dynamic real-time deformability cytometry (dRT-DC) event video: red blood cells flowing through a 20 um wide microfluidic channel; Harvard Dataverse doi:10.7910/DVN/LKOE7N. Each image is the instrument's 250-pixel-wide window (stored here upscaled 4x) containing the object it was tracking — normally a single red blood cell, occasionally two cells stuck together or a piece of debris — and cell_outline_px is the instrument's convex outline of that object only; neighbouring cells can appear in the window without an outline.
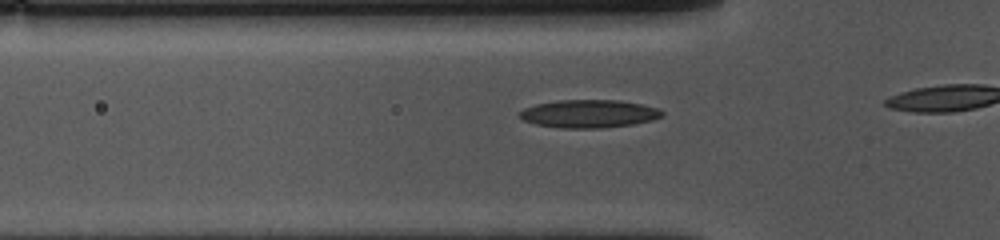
{"species": "common noctule bat (a hibernating species)", "species_latin": "Nyctalus noctula", "temperature_condition": "cold", "stored_images_in_passage": 17, "camera_frame_rate_fps": 3000, "um_per_image_px": 0.085, "animal": {"sex": "female", "body_mass_g": 10.0, "forearm_length_mm": 53.1}, "frame": {"image": 1, "passage_image": 12, "time_ms": 3.667, "image_size_px": [1000, 240], "cell_outline_px": [[664, 116], [652, 120], [632, 124], [600, 128], [560, 128], [536, 124], [524, 120], [520, 116], [520, 112], [524, 108], [536, 104], [560, 100], [620, 100], [660, 108], [664, 112]], "centroid_in_image_um": [50.1, 9.66], "position_along_channel_um": 75.7, "area_um2": 23.18}}
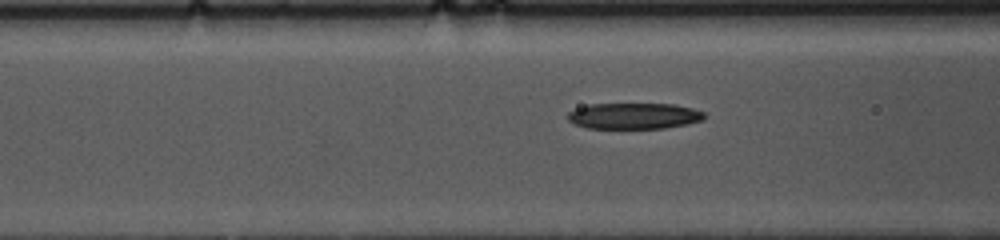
{"frame": {"image": 2, "passage_image": 15, "time_ms": 4.667, "image_size_px": [1000, 240], "cell_outline_px": [[704, 120], [688, 124], [664, 128], [588, 128], [576, 124], [568, 120], [568, 112], [576, 108], [588, 104], [672, 104], [692, 108], [704, 112]], "centroid_in_image_um": [53.89, 9.85], "position_along_channel_um": 112.7, "area_um2": 20.69}}